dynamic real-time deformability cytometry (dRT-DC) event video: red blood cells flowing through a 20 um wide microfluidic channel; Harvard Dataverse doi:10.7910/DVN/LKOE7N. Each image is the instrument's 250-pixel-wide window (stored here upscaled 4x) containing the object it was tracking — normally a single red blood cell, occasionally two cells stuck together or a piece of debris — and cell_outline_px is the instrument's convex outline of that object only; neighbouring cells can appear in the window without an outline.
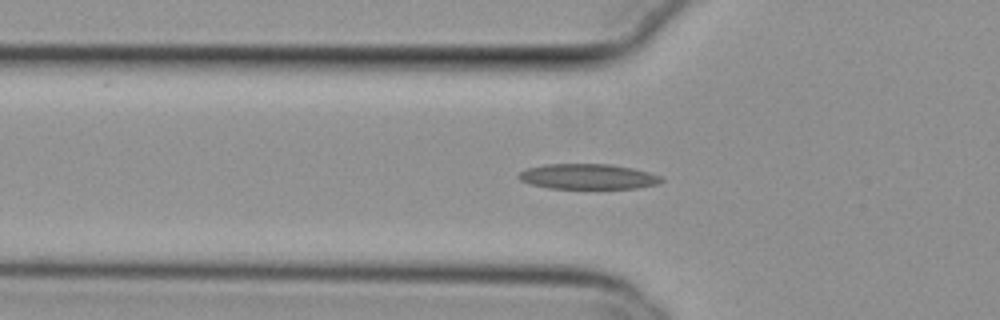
{"species": "common noctule bat (a hibernating species)", "species_latin": "Nyctalus noctula", "temperature_condition": "cold", "stored_images_in_passage": 38, "camera_frame_rate_fps": 3000, "um_per_image_px": 0.085, "animal": {"sex": "female", "body_mass_g": 29.2, "forearm_length_mm": 56.3}, "frame": {"image": 1, "passage_image": 3, "time_ms": 0.667, "image_size_px": [1000, 320], "cell_outline_px": [[664, 180], [660, 184], [640, 188], [548, 188], [528, 184], [520, 180], [516, 176], [520, 172], [528, 168], [544, 164], [608, 164], [632, 168], [648, 172], [660, 176]], "centroid_in_image_um": [49.96, 15.01], "position_along_channel_um": 75.8, "area_um2": 21.1}}
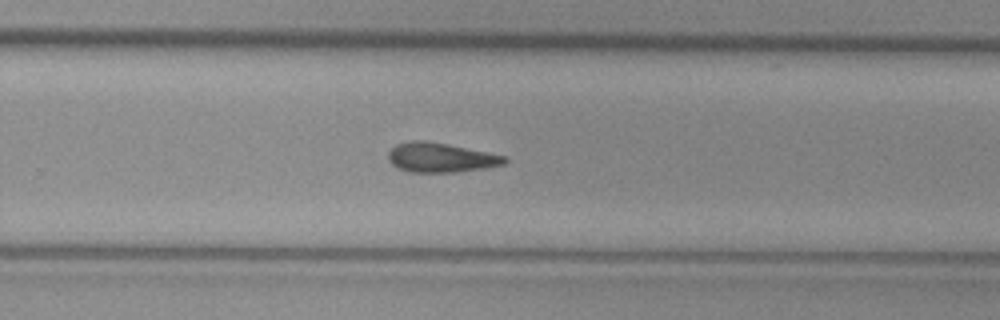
{"frame": {"image": 2, "passage_image": 20, "time_ms": 6.333, "image_size_px": [1000, 320], "cell_outline_px": [[508, 160], [504, 164], [484, 168], [456, 172], [408, 172], [396, 168], [388, 160], [388, 152], [396, 144], [412, 140], [424, 140], [448, 144], [504, 156]], "centroid_in_image_um": [37.4, 13.39], "position_along_channel_um": 292.4, "area_um2": 19.94}}
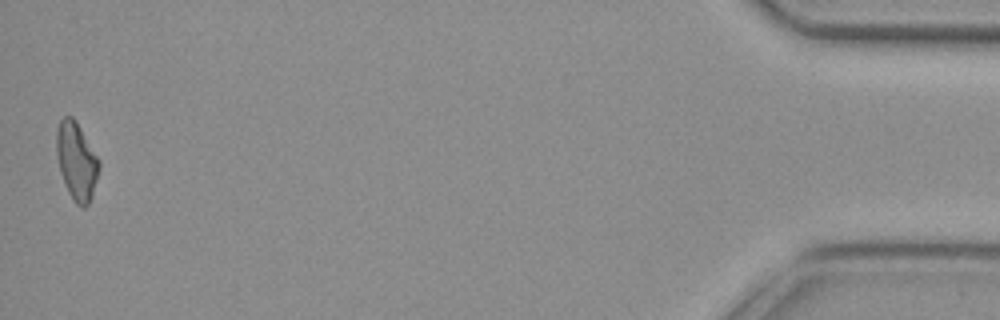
{"frame": {"image": 3, "passage_image": 38, "time_ms": 12.333, "image_size_px": [1000, 320], "cell_outline_px": [[100, 168], [92, 196], [88, 204], [84, 208], [80, 208], [72, 200], [64, 184], [60, 172], [56, 156], [56, 128], [60, 120], [64, 116], [72, 116], [76, 120], [100, 160]], "centroid_in_image_um": [6.5, 13.7], "position_along_channel_um": 428.7, "area_um2": 19.65}}